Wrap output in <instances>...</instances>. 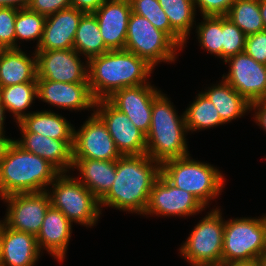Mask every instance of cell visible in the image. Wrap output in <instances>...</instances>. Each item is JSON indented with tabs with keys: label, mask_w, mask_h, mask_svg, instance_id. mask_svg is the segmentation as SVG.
I'll return each instance as SVG.
<instances>
[{
	"label": "cell",
	"mask_w": 266,
	"mask_h": 266,
	"mask_svg": "<svg viewBox=\"0 0 266 266\" xmlns=\"http://www.w3.org/2000/svg\"><path fill=\"white\" fill-rule=\"evenodd\" d=\"M262 223L264 225V229H265V241H266V214L262 215Z\"/></svg>",
	"instance_id": "cell-48"
},
{
	"label": "cell",
	"mask_w": 266,
	"mask_h": 266,
	"mask_svg": "<svg viewBox=\"0 0 266 266\" xmlns=\"http://www.w3.org/2000/svg\"><path fill=\"white\" fill-rule=\"evenodd\" d=\"M84 12L69 7L46 16L41 41L36 51L73 49L76 30Z\"/></svg>",
	"instance_id": "cell-19"
},
{
	"label": "cell",
	"mask_w": 266,
	"mask_h": 266,
	"mask_svg": "<svg viewBox=\"0 0 266 266\" xmlns=\"http://www.w3.org/2000/svg\"><path fill=\"white\" fill-rule=\"evenodd\" d=\"M72 224L60 210L50 206L36 236L39 250L44 248L58 261H63L70 242Z\"/></svg>",
	"instance_id": "cell-22"
},
{
	"label": "cell",
	"mask_w": 266,
	"mask_h": 266,
	"mask_svg": "<svg viewBox=\"0 0 266 266\" xmlns=\"http://www.w3.org/2000/svg\"><path fill=\"white\" fill-rule=\"evenodd\" d=\"M6 108L4 107V105L1 103L0 101V133H4V120L6 115L5 114Z\"/></svg>",
	"instance_id": "cell-45"
},
{
	"label": "cell",
	"mask_w": 266,
	"mask_h": 266,
	"mask_svg": "<svg viewBox=\"0 0 266 266\" xmlns=\"http://www.w3.org/2000/svg\"><path fill=\"white\" fill-rule=\"evenodd\" d=\"M22 139L14 140L24 150L51 163L60 173L73 167L74 140H56L42 134L21 132Z\"/></svg>",
	"instance_id": "cell-21"
},
{
	"label": "cell",
	"mask_w": 266,
	"mask_h": 266,
	"mask_svg": "<svg viewBox=\"0 0 266 266\" xmlns=\"http://www.w3.org/2000/svg\"><path fill=\"white\" fill-rule=\"evenodd\" d=\"M161 174V164L147 154L121 156L116 160V176L102 206L144 215L150 191Z\"/></svg>",
	"instance_id": "cell-1"
},
{
	"label": "cell",
	"mask_w": 266,
	"mask_h": 266,
	"mask_svg": "<svg viewBox=\"0 0 266 266\" xmlns=\"http://www.w3.org/2000/svg\"><path fill=\"white\" fill-rule=\"evenodd\" d=\"M34 52L37 55V80L88 83V65L81 63L75 49Z\"/></svg>",
	"instance_id": "cell-15"
},
{
	"label": "cell",
	"mask_w": 266,
	"mask_h": 266,
	"mask_svg": "<svg viewBox=\"0 0 266 266\" xmlns=\"http://www.w3.org/2000/svg\"><path fill=\"white\" fill-rule=\"evenodd\" d=\"M131 10L149 20L157 29L165 32L182 50L186 43L172 28L168 16L158 0H129Z\"/></svg>",
	"instance_id": "cell-32"
},
{
	"label": "cell",
	"mask_w": 266,
	"mask_h": 266,
	"mask_svg": "<svg viewBox=\"0 0 266 266\" xmlns=\"http://www.w3.org/2000/svg\"><path fill=\"white\" fill-rule=\"evenodd\" d=\"M221 210L213 209L194 227L181 245L180 253L191 266H220L222 264L225 222Z\"/></svg>",
	"instance_id": "cell-8"
},
{
	"label": "cell",
	"mask_w": 266,
	"mask_h": 266,
	"mask_svg": "<svg viewBox=\"0 0 266 266\" xmlns=\"http://www.w3.org/2000/svg\"><path fill=\"white\" fill-rule=\"evenodd\" d=\"M30 4V0H0V8L10 7L15 9H26Z\"/></svg>",
	"instance_id": "cell-42"
},
{
	"label": "cell",
	"mask_w": 266,
	"mask_h": 266,
	"mask_svg": "<svg viewBox=\"0 0 266 266\" xmlns=\"http://www.w3.org/2000/svg\"><path fill=\"white\" fill-rule=\"evenodd\" d=\"M171 28L186 42L193 28L196 8L193 0H158Z\"/></svg>",
	"instance_id": "cell-30"
},
{
	"label": "cell",
	"mask_w": 266,
	"mask_h": 266,
	"mask_svg": "<svg viewBox=\"0 0 266 266\" xmlns=\"http://www.w3.org/2000/svg\"><path fill=\"white\" fill-rule=\"evenodd\" d=\"M18 9L0 8V46L3 49L15 48V20Z\"/></svg>",
	"instance_id": "cell-36"
},
{
	"label": "cell",
	"mask_w": 266,
	"mask_h": 266,
	"mask_svg": "<svg viewBox=\"0 0 266 266\" xmlns=\"http://www.w3.org/2000/svg\"><path fill=\"white\" fill-rule=\"evenodd\" d=\"M256 266H266V251L257 259Z\"/></svg>",
	"instance_id": "cell-47"
},
{
	"label": "cell",
	"mask_w": 266,
	"mask_h": 266,
	"mask_svg": "<svg viewBox=\"0 0 266 266\" xmlns=\"http://www.w3.org/2000/svg\"><path fill=\"white\" fill-rule=\"evenodd\" d=\"M203 94L215 105L224 123L251 110V104L223 79L221 83L208 87Z\"/></svg>",
	"instance_id": "cell-26"
},
{
	"label": "cell",
	"mask_w": 266,
	"mask_h": 266,
	"mask_svg": "<svg viewBox=\"0 0 266 266\" xmlns=\"http://www.w3.org/2000/svg\"><path fill=\"white\" fill-rule=\"evenodd\" d=\"M165 94L153 100L151 126L146 135V154L162 164L166 160L190 155L186 142L185 115L178 116Z\"/></svg>",
	"instance_id": "cell-4"
},
{
	"label": "cell",
	"mask_w": 266,
	"mask_h": 266,
	"mask_svg": "<svg viewBox=\"0 0 266 266\" xmlns=\"http://www.w3.org/2000/svg\"><path fill=\"white\" fill-rule=\"evenodd\" d=\"M59 174L51 163L14 141L0 162V198L15 193L47 191L46 186Z\"/></svg>",
	"instance_id": "cell-3"
},
{
	"label": "cell",
	"mask_w": 266,
	"mask_h": 266,
	"mask_svg": "<svg viewBox=\"0 0 266 266\" xmlns=\"http://www.w3.org/2000/svg\"><path fill=\"white\" fill-rule=\"evenodd\" d=\"M74 168L78 169L81 175L77 179L99 201L109 192L116 176V160L73 159L72 169Z\"/></svg>",
	"instance_id": "cell-24"
},
{
	"label": "cell",
	"mask_w": 266,
	"mask_h": 266,
	"mask_svg": "<svg viewBox=\"0 0 266 266\" xmlns=\"http://www.w3.org/2000/svg\"><path fill=\"white\" fill-rule=\"evenodd\" d=\"M180 47L145 17L131 12L124 50L136 54L155 67L158 62H174Z\"/></svg>",
	"instance_id": "cell-9"
},
{
	"label": "cell",
	"mask_w": 266,
	"mask_h": 266,
	"mask_svg": "<svg viewBox=\"0 0 266 266\" xmlns=\"http://www.w3.org/2000/svg\"><path fill=\"white\" fill-rule=\"evenodd\" d=\"M244 52L256 62L266 65V30L248 35Z\"/></svg>",
	"instance_id": "cell-37"
},
{
	"label": "cell",
	"mask_w": 266,
	"mask_h": 266,
	"mask_svg": "<svg viewBox=\"0 0 266 266\" xmlns=\"http://www.w3.org/2000/svg\"><path fill=\"white\" fill-rule=\"evenodd\" d=\"M202 16H226L236 0H193Z\"/></svg>",
	"instance_id": "cell-38"
},
{
	"label": "cell",
	"mask_w": 266,
	"mask_h": 266,
	"mask_svg": "<svg viewBox=\"0 0 266 266\" xmlns=\"http://www.w3.org/2000/svg\"><path fill=\"white\" fill-rule=\"evenodd\" d=\"M226 17L246 36L265 30L259 0H236Z\"/></svg>",
	"instance_id": "cell-31"
},
{
	"label": "cell",
	"mask_w": 266,
	"mask_h": 266,
	"mask_svg": "<svg viewBox=\"0 0 266 266\" xmlns=\"http://www.w3.org/2000/svg\"><path fill=\"white\" fill-rule=\"evenodd\" d=\"M205 208L194 195L175 187L160 174L152 186L144 214L185 217L195 215Z\"/></svg>",
	"instance_id": "cell-12"
},
{
	"label": "cell",
	"mask_w": 266,
	"mask_h": 266,
	"mask_svg": "<svg viewBox=\"0 0 266 266\" xmlns=\"http://www.w3.org/2000/svg\"><path fill=\"white\" fill-rule=\"evenodd\" d=\"M220 266H256V263H222Z\"/></svg>",
	"instance_id": "cell-46"
},
{
	"label": "cell",
	"mask_w": 266,
	"mask_h": 266,
	"mask_svg": "<svg viewBox=\"0 0 266 266\" xmlns=\"http://www.w3.org/2000/svg\"><path fill=\"white\" fill-rule=\"evenodd\" d=\"M121 156L105 124L95 113L78 131L74 130L73 159L114 161Z\"/></svg>",
	"instance_id": "cell-13"
},
{
	"label": "cell",
	"mask_w": 266,
	"mask_h": 266,
	"mask_svg": "<svg viewBox=\"0 0 266 266\" xmlns=\"http://www.w3.org/2000/svg\"><path fill=\"white\" fill-rule=\"evenodd\" d=\"M188 131H196L225 124L215 105L201 92L184 111Z\"/></svg>",
	"instance_id": "cell-29"
},
{
	"label": "cell",
	"mask_w": 266,
	"mask_h": 266,
	"mask_svg": "<svg viewBox=\"0 0 266 266\" xmlns=\"http://www.w3.org/2000/svg\"><path fill=\"white\" fill-rule=\"evenodd\" d=\"M73 49L86 56V60L108 52L94 13H84L79 21Z\"/></svg>",
	"instance_id": "cell-27"
},
{
	"label": "cell",
	"mask_w": 266,
	"mask_h": 266,
	"mask_svg": "<svg viewBox=\"0 0 266 266\" xmlns=\"http://www.w3.org/2000/svg\"><path fill=\"white\" fill-rule=\"evenodd\" d=\"M131 12L129 0H106L94 12L103 41L109 51L124 50Z\"/></svg>",
	"instance_id": "cell-17"
},
{
	"label": "cell",
	"mask_w": 266,
	"mask_h": 266,
	"mask_svg": "<svg viewBox=\"0 0 266 266\" xmlns=\"http://www.w3.org/2000/svg\"><path fill=\"white\" fill-rule=\"evenodd\" d=\"M225 221L222 263H256L266 251L262 217Z\"/></svg>",
	"instance_id": "cell-7"
},
{
	"label": "cell",
	"mask_w": 266,
	"mask_h": 266,
	"mask_svg": "<svg viewBox=\"0 0 266 266\" xmlns=\"http://www.w3.org/2000/svg\"><path fill=\"white\" fill-rule=\"evenodd\" d=\"M160 92L150 83L141 84L117 90L107 100L147 135L151 126L153 100Z\"/></svg>",
	"instance_id": "cell-16"
},
{
	"label": "cell",
	"mask_w": 266,
	"mask_h": 266,
	"mask_svg": "<svg viewBox=\"0 0 266 266\" xmlns=\"http://www.w3.org/2000/svg\"><path fill=\"white\" fill-rule=\"evenodd\" d=\"M38 97L37 82H25L6 87H0V101L11 112L16 123L28 115L25 113L31 104Z\"/></svg>",
	"instance_id": "cell-28"
},
{
	"label": "cell",
	"mask_w": 266,
	"mask_h": 266,
	"mask_svg": "<svg viewBox=\"0 0 266 266\" xmlns=\"http://www.w3.org/2000/svg\"><path fill=\"white\" fill-rule=\"evenodd\" d=\"M40 252L35 235L13 230L0 221V266H35Z\"/></svg>",
	"instance_id": "cell-20"
},
{
	"label": "cell",
	"mask_w": 266,
	"mask_h": 266,
	"mask_svg": "<svg viewBox=\"0 0 266 266\" xmlns=\"http://www.w3.org/2000/svg\"><path fill=\"white\" fill-rule=\"evenodd\" d=\"M246 35L226 16H222V59L243 53Z\"/></svg>",
	"instance_id": "cell-35"
},
{
	"label": "cell",
	"mask_w": 266,
	"mask_h": 266,
	"mask_svg": "<svg viewBox=\"0 0 266 266\" xmlns=\"http://www.w3.org/2000/svg\"><path fill=\"white\" fill-rule=\"evenodd\" d=\"M13 142V139L7 138L4 133H0V162L6 156L7 151Z\"/></svg>",
	"instance_id": "cell-43"
},
{
	"label": "cell",
	"mask_w": 266,
	"mask_h": 266,
	"mask_svg": "<svg viewBox=\"0 0 266 266\" xmlns=\"http://www.w3.org/2000/svg\"><path fill=\"white\" fill-rule=\"evenodd\" d=\"M161 174L175 187L194 195L205 207L224 188V176L209 163L190 159L189 155L166 160Z\"/></svg>",
	"instance_id": "cell-5"
},
{
	"label": "cell",
	"mask_w": 266,
	"mask_h": 266,
	"mask_svg": "<svg viewBox=\"0 0 266 266\" xmlns=\"http://www.w3.org/2000/svg\"><path fill=\"white\" fill-rule=\"evenodd\" d=\"M260 14L266 30V0H259Z\"/></svg>",
	"instance_id": "cell-44"
},
{
	"label": "cell",
	"mask_w": 266,
	"mask_h": 266,
	"mask_svg": "<svg viewBox=\"0 0 266 266\" xmlns=\"http://www.w3.org/2000/svg\"><path fill=\"white\" fill-rule=\"evenodd\" d=\"M17 123L21 132L42 134L56 140H74L72 124L51 111L29 112Z\"/></svg>",
	"instance_id": "cell-25"
},
{
	"label": "cell",
	"mask_w": 266,
	"mask_h": 266,
	"mask_svg": "<svg viewBox=\"0 0 266 266\" xmlns=\"http://www.w3.org/2000/svg\"><path fill=\"white\" fill-rule=\"evenodd\" d=\"M45 20V15L31 11L29 8L19 9L15 20V48H20L17 45L18 40L36 39L37 48L42 38Z\"/></svg>",
	"instance_id": "cell-33"
},
{
	"label": "cell",
	"mask_w": 266,
	"mask_h": 266,
	"mask_svg": "<svg viewBox=\"0 0 266 266\" xmlns=\"http://www.w3.org/2000/svg\"><path fill=\"white\" fill-rule=\"evenodd\" d=\"M39 99L62 109L84 110L95 108L89 83H65L50 80H37Z\"/></svg>",
	"instance_id": "cell-18"
},
{
	"label": "cell",
	"mask_w": 266,
	"mask_h": 266,
	"mask_svg": "<svg viewBox=\"0 0 266 266\" xmlns=\"http://www.w3.org/2000/svg\"><path fill=\"white\" fill-rule=\"evenodd\" d=\"M229 72L223 79L250 104L266 99V65L256 62L245 52L227 58Z\"/></svg>",
	"instance_id": "cell-14"
},
{
	"label": "cell",
	"mask_w": 266,
	"mask_h": 266,
	"mask_svg": "<svg viewBox=\"0 0 266 266\" xmlns=\"http://www.w3.org/2000/svg\"><path fill=\"white\" fill-rule=\"evenodd\" d=\"M252 109H257L254 115L255 122L266 132V99L251 103V111Z\"/></svg>",
	"instance_id": "cell-41"
},
{
	"label": "cell",
	"mask_w": 266,
	"mask_h": 266,
	"mask_svg": "<svg viewBox=\"0 0 266 266\" xmlns=\"http://www.w3.org/2000/svg\"><path fill=\"white\" fill-rule=\"evenodd\" d=\"M94 113L103 121L122 156L146 154V135L107 99L95 102ZM96 110V111H95Z\"/></svg>",
	"instance_id": "cell-11"
},
{
	"label": "cell",
	"mask_w": 266,
	"mask_h": 266,
	"mask_svg": "<svg viewBox=\"0 0 266 266\" xmlns=\"http://www.w3.org/2000/svg\"><path fill=\"white\" fill-rule=\"evenodd\" d=\"M106 0H70L72 7L84 13H94Z\"/></svg>",
	"instance_id": "cell-40"
},
{
	"label": "cell",
	"mask_w": 266,
	"mask_h": 266,
	"mask_svg": "<svg viewBox=\"0 0 266 266\" xmlns=\"http://www.w3.org/2000/svg\"><path fill=\"white\" fill-rule=\"evenodd\" d=\"M49 194L51 206L60 210L72 223L95 226L101 214L99 200L75 177L60 173Z\"/></svg>",
	"instance_id": "cell-6"
},
{
	"label": "cell",
	"mask_w": 266,
	"mask_h": 266,
	"mask_svg": "<svg viewBox=\"0 0 266 266\" xmlns=\"http://www.w3.org/2000/svg\"><path fill=\"white\" fill-rule=\"evenodd\" d=\"M1 199L8 205L6 217L1 221L13 230L37 236L51 206L47 191L15 193Z\"/></svg>",
	"instance_id": "cell-10"
},
{
	"label": "cell",
	"mask_w": 266,
	"mask_h": 266,
	"mask_svg": "<svg viewBox=\"0 0 266 266\" xmlns=\"http://www.w3.org/2000/svg\"><path fill=\"white\" fill-rule=\"evenodd\" d=\"M72 7L70 0H30L31 11L48 16L60 10Z\"/></svg>",
	"instance_id": "cell-39"
},
{
	"label": "cell",
	"mask_w": 266,
	"mask_h": 266,
	"mask_svg": "<svg viewBox=\"0 0 266 266\" xmlns=\"http://www.w3.org/2000/svg\"><path fill=\"white\" fill-rule=\"evenodd\" d=\"M88 65V83L94 99L109 98L122 88L148 84L154 69L145 59L127 50H114L93 57Z\"/></svg>",
	"instance_id": "cell-2"
},
{
	"label": "cell",
	"mask_w": 266,
	"mask_h": 266,
	"mask_svg": "<svg viewBox=\"0 0 266 266\" xmlns=\"http://www.w3.org/2000/svg\"><path fill=\"white\" fill-rule=\"evenodd\" d=\"M203 19L196 27L200 46L222 58V16H203Z\"/></svg>",
	"instance_id": "cell-34"
},
{
	"label": "cell",
	"mask_w": 266,
	"mask_h": 266,
	"mask_svg": "<svg viewBox=\"0 0 266 266\" xmlns=\"http://www.w3.org/2000/svg\"><path fill=\"white\" fill-rule=\"evenodd\" d=\"M28 57L21 48L0 52V87L37 82V55Z\"/></svg>",
	"instance_id": "cell-23"
}]
</instances>
